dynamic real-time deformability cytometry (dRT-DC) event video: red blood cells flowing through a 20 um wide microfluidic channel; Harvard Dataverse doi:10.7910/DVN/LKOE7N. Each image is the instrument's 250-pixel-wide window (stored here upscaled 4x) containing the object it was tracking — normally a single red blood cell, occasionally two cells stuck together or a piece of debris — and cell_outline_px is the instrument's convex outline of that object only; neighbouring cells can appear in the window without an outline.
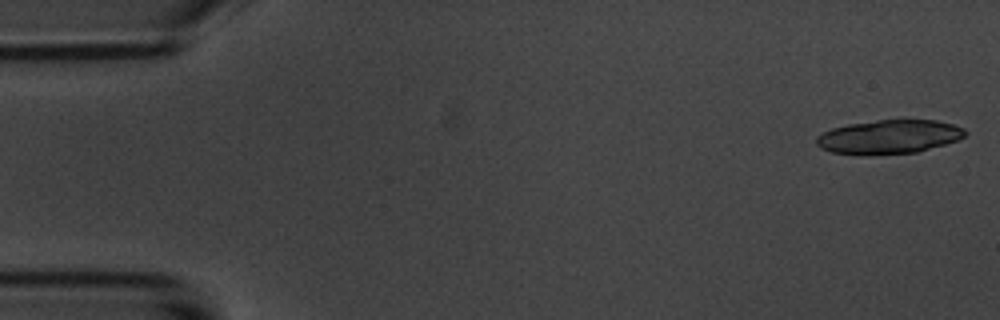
{"species": "common noctule bat (a hibernating species)", "species_latin": "Nyctalus noctula", "temperature_condition": "room temperature", "stored_images_in_passage": 18, "camera_frame_rate_fps": 3000, "um_per_image_px": 0.085, "animal": {"sex": "male", "body_mass_g": 20.1, "forearm_length_mm": 53.5}, "frame": {"image": 1, "passage_image": 1, "time_ms": 0.0, "image_size_px": [1000, 320], "cell_outline_px": [[968, 132], [964, 136], [956, 140], [944, 144], [916, 152], [868, 156], [864, 156], [832, 152], [820, 148], [816, 144], [816, 136], [832, 128], [848, 124], [876, 120], [936, 120], [952, 124], [964, 128]], "centroid_in_image_um": [75.52, 11.64], "position_along_channel_um": 9.5, "area_um2": 29.54}}